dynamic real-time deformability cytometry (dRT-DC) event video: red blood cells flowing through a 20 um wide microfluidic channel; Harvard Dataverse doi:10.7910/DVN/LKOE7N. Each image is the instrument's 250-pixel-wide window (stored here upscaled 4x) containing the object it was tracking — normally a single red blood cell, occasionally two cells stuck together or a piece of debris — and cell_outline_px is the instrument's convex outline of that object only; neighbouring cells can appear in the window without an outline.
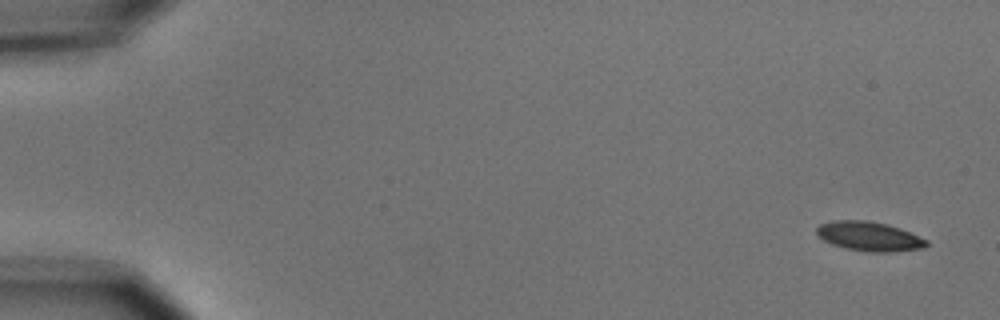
{"species": "common noctule bat (a hibernating species)", "species_latin": "Nyctalus noctula", "temperature_condition": "cold", "stored_images_in_passage": 5, "camera_frame_rate_fps": 3000, "um_per_image_px": 0.085, "animal": {"sex": "male", "body_mass_g": 15.6}, "frame": {"image": 1, "passage_image": 1, "time_ms": 0.0, "image_size_px": [1000, 320], "cell_outline_px": [[928, 244], [924, 248], [892, 252], [868, 252], [844, 248], [832, 244], [824, 240], [816, 232], [816, 228], [820, 224], [832, 220], [868, 220], [888, 224], [900, 228], [928, 240]], "centroid_in_image_um": [73.89, 20.09], "position_along_channel_um": 11.1, "area_um2": 18.9}}
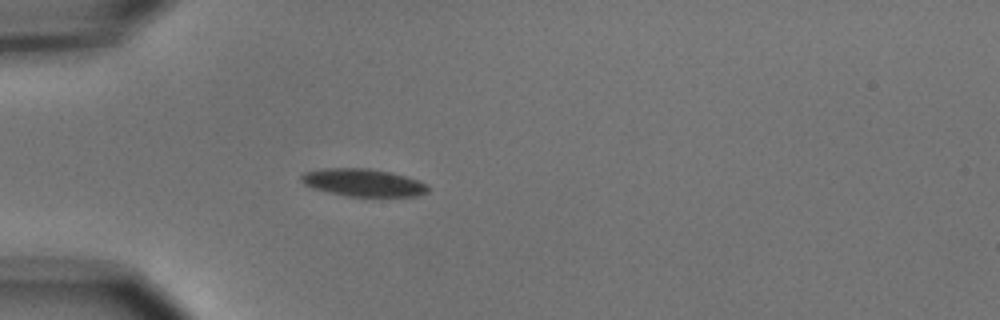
{"frame": {"image": 2, "passage_image": 5, "time_ms": 4.667, "image_size_px": [1000, 320], "cell_outline_px": [[428, 192], [416, 196], [348, 196], [328, 192], [312, 188], [304, 184], [300, 180], [300, 176], [304, 172], [324, 168], [372, 168], [392, 172], [428, 184]], "centroid_in_image_um": [30.85, 15.51], "position_along_channel_um": 54.2, "area_um2": 20.4}}